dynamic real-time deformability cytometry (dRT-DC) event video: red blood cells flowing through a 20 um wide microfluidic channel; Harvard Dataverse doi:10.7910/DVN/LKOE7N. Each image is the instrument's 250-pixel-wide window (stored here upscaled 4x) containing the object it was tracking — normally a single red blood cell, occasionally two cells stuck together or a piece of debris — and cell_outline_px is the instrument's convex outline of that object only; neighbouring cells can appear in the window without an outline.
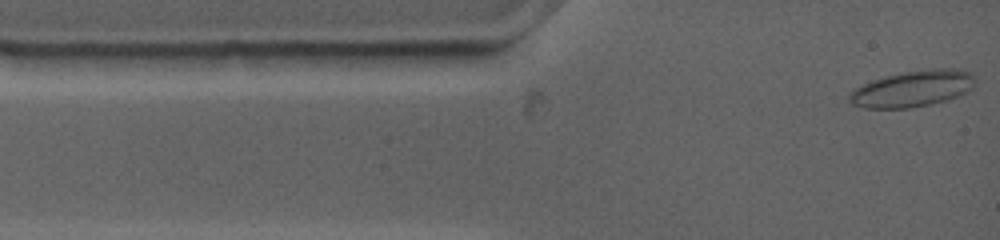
{"species": "common noctule bat (a hibernating species)", "species_latin": "Nyctalus noctula", "temperature_condition": "warm", "stored_images_in_passage": 56, "camera_frame_rate_fps": 4500, "um_per_image_px": 0.085, "animal": {"sex": "female", "body_mass_g": 19.0, "forearm_length_mm": 53.3}, "frame": {"image": 1, "passage_image": 1, "time_ms": 0.0, "image_size_px": [1000, 240], "cell_outline_px": [[972, 88], [956, 96], [944, 100], [912, 108], [864, 108], [852, 104], [848, 100], [848, 92], [872, 80], [904, 72], [932, 68], [960, 68], [972, 72]], "centroid_in_image_um": [77.53, 7.53], "position_along_channel_um": 7.5, "area_um2": 26.3}}
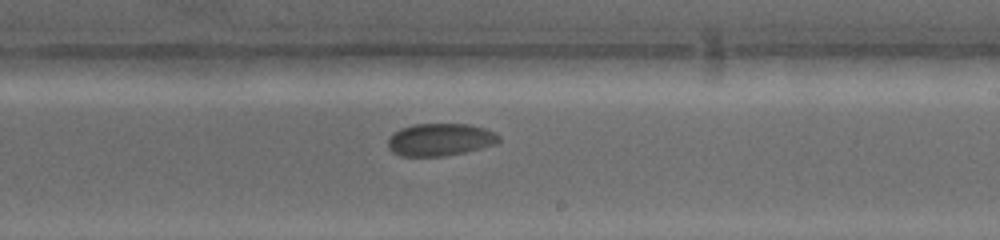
{"frame": {"image": 2, "passage_image": 25, "time_ms": 8.0, "image_size_px": [1000, 240], "cell_outline_px": [[500, 140], [496, 144], [464, 152], [444, 156], [400, 156], [392, 152], [388, 148], [388, 136], [392, 132], [400, 128], [412, 124], [468, 124], [484, 128], [496, 132], [500, 136]], "centroid_in_image_um": [37.38, 11.86], "position_along_channel_um": 251.6, "area_um2": 21.21}}
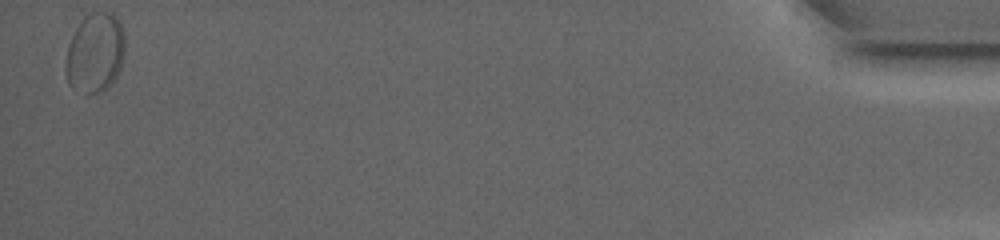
{"frame": {"image": 3, "passage_image": 56, "time_ms": 17.333, "image_size_px": [1000, 240], "cell_outline_px": [[124, 56], [120, 68], [116, 76], [108, 88], [84, 96], [72, 88], [68, 84], [68, 44], [76, 28], [92, 12], [112, 12], [120, 20], [124, 32]], "centroid_in_image_um": [8.13, 4.51], "position_along_channel_um": 427.1, "area_um2": 27.22}, "authors_computed_cell_mechanics": {"area_um2": 21.675, "velocity_mm_per_s": 3.564, "shape_relaxation_time_tau1_ms": 2.5737, "shape_relaxation_time_tau2_ms": null, "deformation_change_tau1": 0.0178, "deformation_change_tau2": null}}